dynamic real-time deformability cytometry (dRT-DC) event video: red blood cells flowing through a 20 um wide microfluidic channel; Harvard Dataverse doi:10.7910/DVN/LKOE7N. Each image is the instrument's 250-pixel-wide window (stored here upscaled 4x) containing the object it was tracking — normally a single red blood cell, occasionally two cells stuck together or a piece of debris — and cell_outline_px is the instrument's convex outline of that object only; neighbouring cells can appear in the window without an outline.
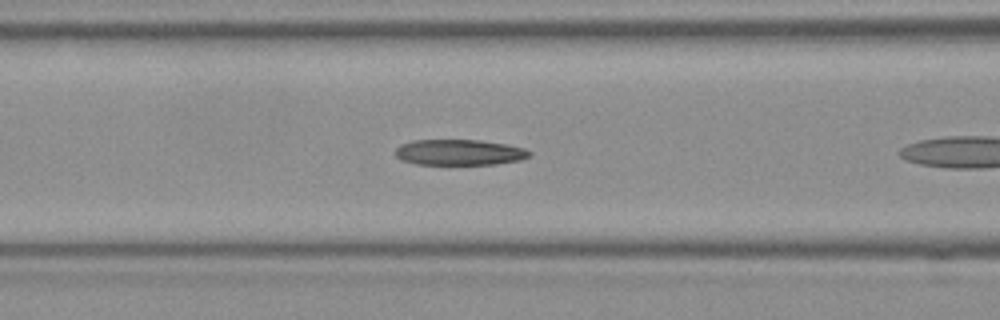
{"species": "Egyptian fruit bat (a non-hibernating species)", "species_latin": "Rousettus aegyptiacus", "temperature_condition": "room temperature", "stored_images_in_passage": 14, "camera_frame_rate_fps": 3000, "um_per_image_px": 0.085, "frame": {"image": 1, "passage_image": 7, "time_ms": 2.0, "image_size_px": [1000, 320], "cell_outline_px": [[532, 152], [528, 156], [520, 160], [496, 164], [416, 164], [400, 160], [396, 156], [396, 148], [400, 144], [412, 140], [480, 140], [504, 144], [524, 148]], "centroid_in_image_um": [39.01, 12.95], "position_along_channel_um": 127.6, "area_um2": 20.06}}
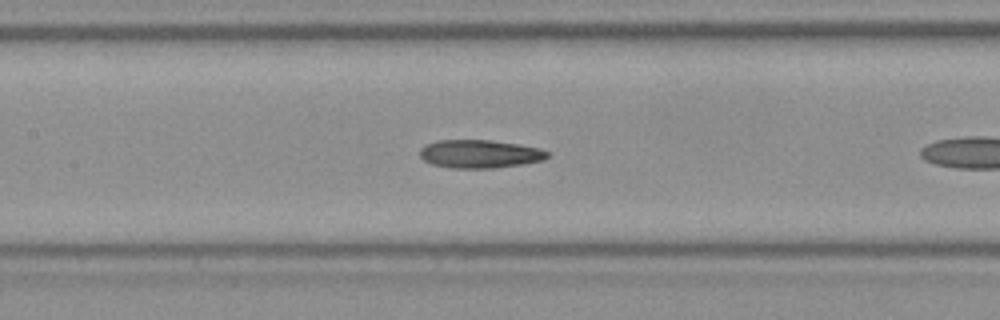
{"frame": {"image": 2, "passage_image": 10, "time_ms": 3.0, "image_size_px": [1000, 320], "cell_outline_px": [[548, 156], [544, 160], [524, 164], [492, 168], [452, 168], [432, 164], [424, 160], [420, 156], [420, 148], [424, 144], [436, 140], [492, 140], [520, 144], [540, 148], [548, 152]], "centroid_in_image_um": [40.77, 13.07], "position_along_channel_um": 166.6, "area_um2": 21.15}}